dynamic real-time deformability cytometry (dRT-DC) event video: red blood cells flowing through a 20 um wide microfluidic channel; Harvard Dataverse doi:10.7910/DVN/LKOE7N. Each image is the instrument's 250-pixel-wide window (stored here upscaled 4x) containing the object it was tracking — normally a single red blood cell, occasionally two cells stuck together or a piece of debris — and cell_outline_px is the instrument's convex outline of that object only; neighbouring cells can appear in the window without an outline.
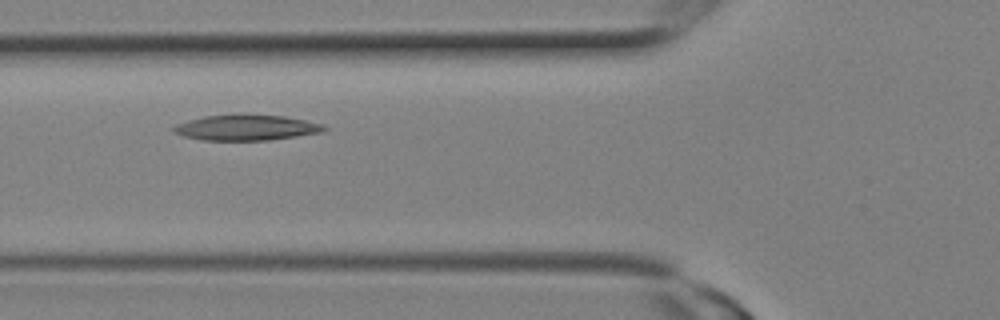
{"species": "Egyptian fruit bat (a non-hibernating species)", "species_latin": "Rousettus aegyptiacus", "temperature_condition": "room temperature", "stored_images_in_passage": 7, "camera_frame_rate_fps": 3000, "um_per_image_px": 0.085, "animal": {"sex": "female"}, "frame": {"image": 1, "passage_image": 6, "time_ms": 1.667, "image_size_px": [1000, 320], "cell_outline_px": [[328, 128], [320, 132], [296, 136], [268, 140], [200, 140], [184, 136], [176, 132], [172, 128], [176, 124], [188, 120], [204, 116], [240, 112], [284, 116], [324, 124]], "centroid_in_image_um": [20.92, 10.81], "position_along_channel_um": 104.9, "area_um2": 22.83}}